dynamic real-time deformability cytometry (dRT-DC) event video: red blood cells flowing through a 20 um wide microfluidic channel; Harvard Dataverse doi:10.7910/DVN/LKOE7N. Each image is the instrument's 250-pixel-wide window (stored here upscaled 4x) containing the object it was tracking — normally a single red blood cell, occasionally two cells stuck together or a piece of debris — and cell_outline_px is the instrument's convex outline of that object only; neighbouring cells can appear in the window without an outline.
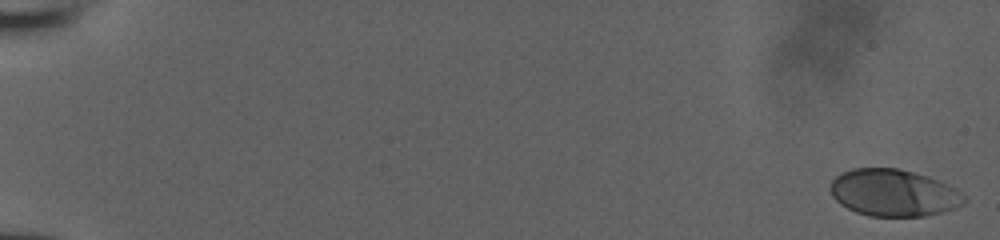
{"species": "human", "species_latin": "Homo sapiens", "temperature_condition": "room temperature", "stored_images_in_passage": 34, "camera_frame_rate_fps": 3000, "um_per_image_px": 0.085, "donor": {"sex": "male"}, "frame": {"image": 1, "passage_image": 1, "time_ms": 0.0, "image_size_px": [1000, 240], "cell_outline_px": [[968, 200], [964, 204], [956, 208], [924, 216], [868, 216], [856, 212], [840, 204], [832, 196], [832, 180], [836, 176], [852, 168], [896, 168], [928, 176], [956, 188]], "centroid_in_image_um": [75.98, 16.39], "position_along_channel_um": 9.0, "area_um2": 36.47}}
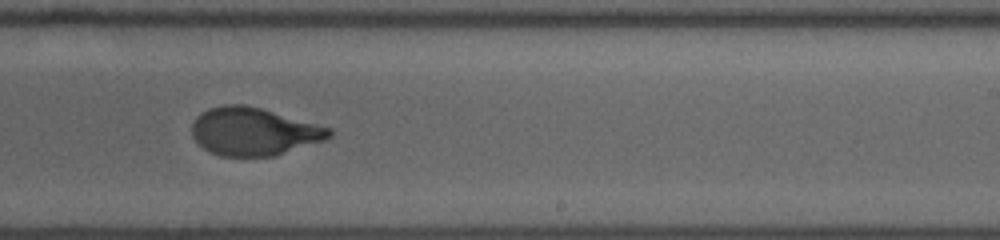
{"frame": {"image": 2, "passage_image": 23, "time_ms": 7.333, "image_size_px": [1000, 240], "cell_outline_px": [[332, 136], [324, 140], [276, 156], [220, 156], [204, 148], [192, 136], [192, 124], [196, 116], [200, 112], [208, 108], [224, 104], [244, 104], [260, 108], [332, 128]], "centroid_in_image_um": [21.56, 11.17], "position_along_channel_um": 267.4, "area_um2": 38.26}}
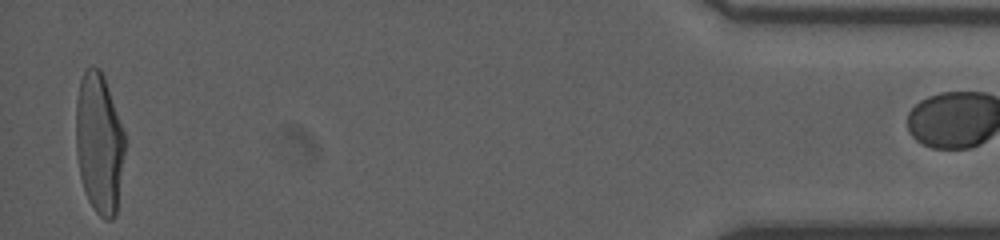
{"frame": {"image": 3, "passage_image": 33, "time_ms": 10.667, "image_size_px": [1000, 240], "cell_outline_px": [[124, 152], [116, 216], [112, 220], [104, 220], [96, 212], [88, 200], [80, 176], [76, 152], [76, 104], [80, 80], [84, 72], [88, 68], [100, 68], [104, 76], [124, 132]], "centroid_in_image_um": [8.42, 12.2], "position_along_channel_um": 426.8, "area_um2": 39.77}}